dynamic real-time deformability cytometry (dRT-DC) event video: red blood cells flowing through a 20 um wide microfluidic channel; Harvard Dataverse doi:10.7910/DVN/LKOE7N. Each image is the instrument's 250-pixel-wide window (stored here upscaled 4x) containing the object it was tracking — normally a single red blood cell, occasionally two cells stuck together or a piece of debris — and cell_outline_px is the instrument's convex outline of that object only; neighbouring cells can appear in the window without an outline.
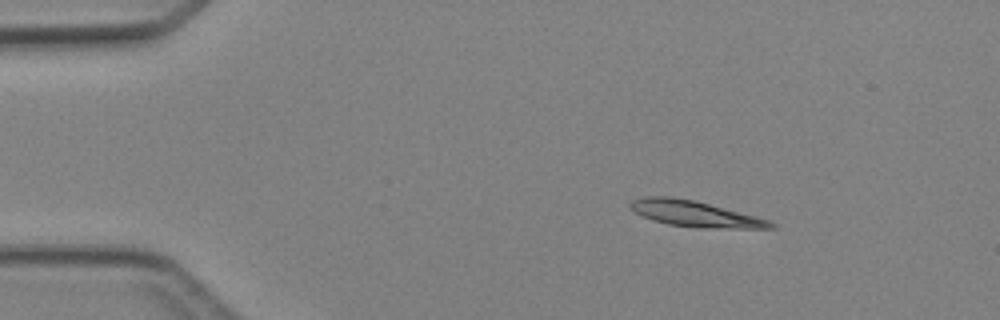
{"species": "Egyptian fruit bat (a non-hibernating species)", "species_latin": "Rousettus aegyptiacus", "temperature_condition": "cold", "stored_images_in_passage": 5, "camera_frame_rate_fps": 3000, "um_per_image_px": 0.085, "animal": {"sex": "female"}, "frame": {"image": 1, "passage_image": 1, "time_ms": 0.0, "image_size_px": [1000, 320], "cell_outline_px": [[776, 228], [696, 228], [668, 224], [652, 220], [636, 212], [628, 204], [632, 200], [644, 196], [668, 196], [692, 200], [756, 216], [768, 220], [776, 224]], "centroid_in_image_um": [59.07, 18.18], "position_along_channel_um": 25.9, "area_um2": 20.92}}
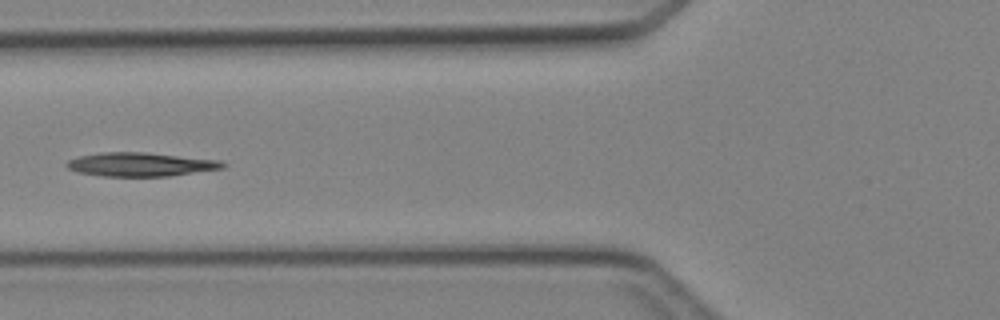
{"frame": {"image": 2, "passage_image": 4, "time_ms": 3.667, "image_size_px": [1000, 320], "cell_outline_px": [[228, 164], [224, 168], [168, 176], [100, 176], [80, 172], [68, 168], [64, 164], [68, 160], [80, 156], [100, 152], [144, 152], [220, 160]], "centroid_in_image_um": [11.96, 13.97], "position_along_channel_um": 113.8, "area_um2": 21.56}}
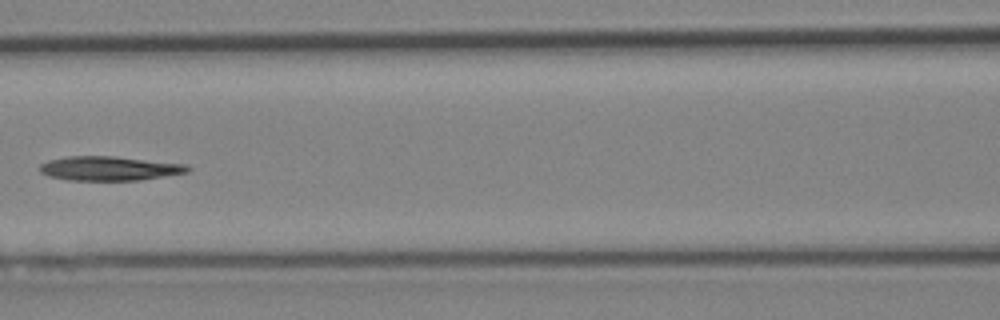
{"frame": {"image": 3, "passage_image": 5, "time_ms": 4.667, "image_size_px": [1000, 320], "cell_outline_px": [[192, 168], [188, 172], [140, 180], [68, 180], [48, 176], [40, 172], [40, 164], [48, 160], [68, 156], [116, 156], [188, 164]], "centroid_in_image_um": [9.32, 14.31], "position_along_channel_um": 157.3, "area_um2": 21.04}}